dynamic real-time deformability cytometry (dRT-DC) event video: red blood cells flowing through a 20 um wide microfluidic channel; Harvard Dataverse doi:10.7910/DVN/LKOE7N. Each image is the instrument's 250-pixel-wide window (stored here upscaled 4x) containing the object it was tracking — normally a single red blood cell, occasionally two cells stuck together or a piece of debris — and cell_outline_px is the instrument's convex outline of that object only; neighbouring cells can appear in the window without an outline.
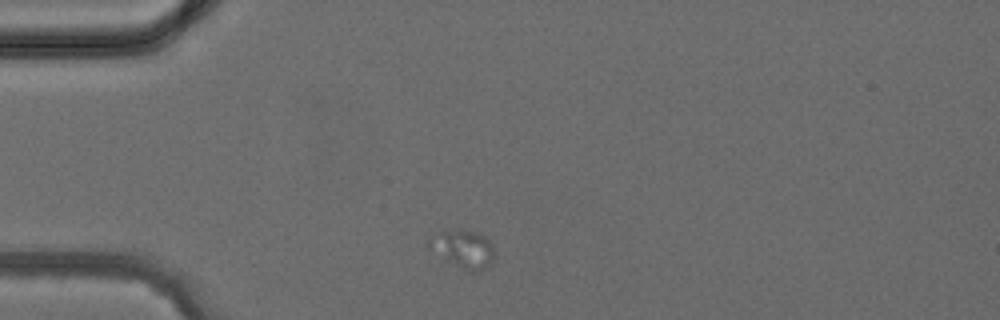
{"species": "common noctule bat (a hibernating species)", "species_latin": "Nyctalus noctula", "temperature_condition": "cold", "stored_images_in_passage": 1, "camera_frame_rate_fps": 3000, "um_per_image_px": 0.085, "animal": {"sex": "female", "body_mass_g": 24.6, "forearm_length_mm": 56.2}, "frame": {"image": 1, "passage_image": 1, "time_ms": 0.0, "image_size_px": [1000, 320], "cell_outline_px": [[492, 264], [488, 268], [480, 272], [472, 272], [460, 268], [428, 248], [428, 240], [440, 232], [480, 232], [492, 244]], "centroid_in_image_um": [39.41, 21.22], "position_along_channel_um": 45.6, "area_um2": 13.93}}